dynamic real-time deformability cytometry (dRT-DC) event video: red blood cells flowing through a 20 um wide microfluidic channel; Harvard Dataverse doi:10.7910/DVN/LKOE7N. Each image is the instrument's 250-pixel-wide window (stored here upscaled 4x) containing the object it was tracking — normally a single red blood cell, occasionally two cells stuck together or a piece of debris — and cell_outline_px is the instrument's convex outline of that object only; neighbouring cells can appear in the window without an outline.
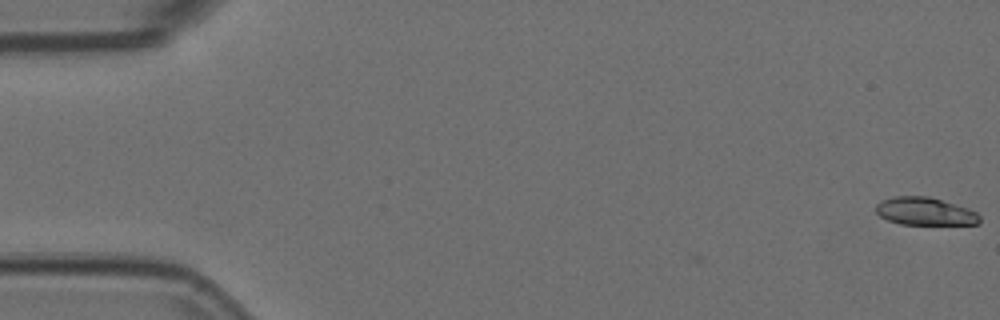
{"species": "Egyptian fruit bat (a non-hibernating species)", "species_latin": "Rousettus aegyptiacus", "temperature_condition": "room temperature", "stored_images_in_passage": 3, "camera_frame_rate_fps": 3000, "um_per_image_px": 0.085, "animal": {"sex": "female"}, "frame": {"image": 1, "passage_image": 3, "time_ms": 0.667, "image_size_px": [1000, 320], "cell_outline_px": [[980, 224], [900, 224], [888, 220], [880, 216], [876, 212], [876, 204], [880, 200], [892, 196], [928, 196], [968, 208], [976, 212], [980, 216]], "centroid_in_image_um": [78.6, 17.96], "position_along_channel_um": 6.4, "area_um2": 16.82}}